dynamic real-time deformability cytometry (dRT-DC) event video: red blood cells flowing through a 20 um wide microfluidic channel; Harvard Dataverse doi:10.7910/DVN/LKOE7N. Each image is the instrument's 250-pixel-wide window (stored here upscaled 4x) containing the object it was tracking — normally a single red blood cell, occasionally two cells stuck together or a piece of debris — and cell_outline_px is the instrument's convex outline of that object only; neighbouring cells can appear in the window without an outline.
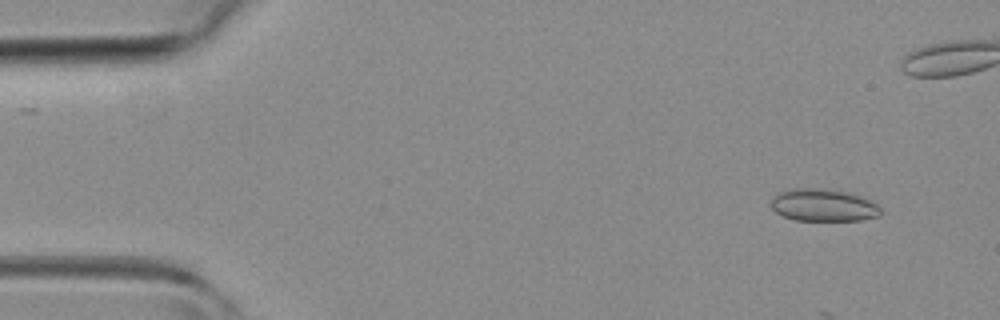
{"species": "common noctule bat (a hibernating species)", "species_latin": "Nyctalus noctula", "temperature_condition": "room temperature", "stored_images_in_passage": 8, "camera_frame_rate_fps": 3000, "um_per_image_px": 0.085, "animal": {"sex": "female", "body_mass_g": 19.3, "forearm_length_mm": 54.1}, "frame": {"image": 1, "passage_image": 4, "time_ms": 1.0, "image_size_px": [1000, 320], "cell_outline_px": [[880, 216], [860, 220], [796, 220], [784, 216], [776, 212], [768, 204], [772, 196], [776, 192], [792, 188], [820, 188], [848, 192], [860, 196], [880, 204]], "centroid_in_image_um": [69.95, 17.42], "position_along_channel_um": 15.1, "area_um2": 20.98}}